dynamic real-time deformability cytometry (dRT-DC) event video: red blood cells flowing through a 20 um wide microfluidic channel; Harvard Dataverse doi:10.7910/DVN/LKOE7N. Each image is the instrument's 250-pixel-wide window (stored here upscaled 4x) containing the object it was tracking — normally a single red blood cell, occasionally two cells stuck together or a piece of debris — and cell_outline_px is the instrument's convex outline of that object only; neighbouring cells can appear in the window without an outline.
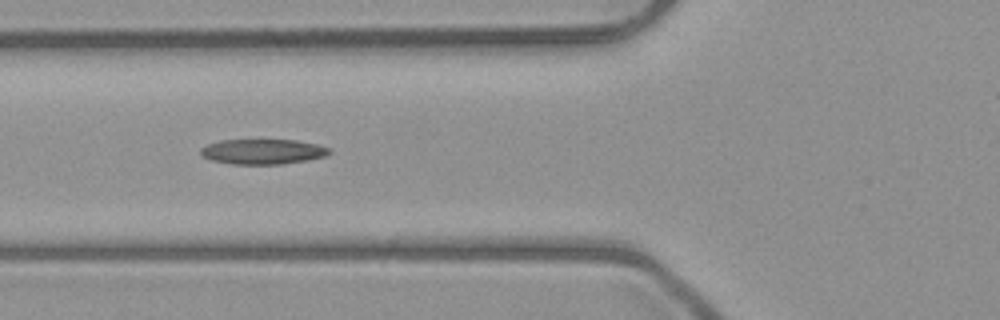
{"species": "common noctule bat (a hibernating species)", "species_latin": "Nyctalus noctula", "temperature_condition": "room temperature", "stored_images_in_passage": 6, "camera_frame_rate_fps": 3000, "um_per_image_px": 0.085, "animal": {"sex": "male", "body_mass_g": 23.1, "forearm_length_mm": 52.7}, "frame": {"image": 1, "passage_image": 4, "time_ms": 4.333, "image_size_px": [1000, 320], "cell_outline_px": [[332, 152], [324, 156], [308, 160], [280, 164], [232, 164], [212, 160], [204, 156], [200, 152], [200, 148], [208, 144], [220, 140], [296, 140], [316, 144], [332, 148]], "centroid_in_image_um": [22.36, 12.88], "position_along_channel_um": 103.4, "area_um2": 18.79}}
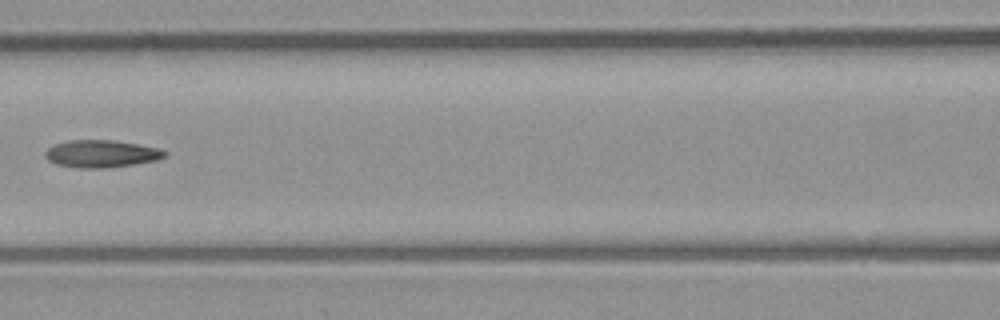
{"frame": {"image": 2, "passage_image": 5, "time_ms": 5.667, "image_size_px": [1000, 320], "cell_outline_px": [[168, 152], [164, 156], [156, 160], [132, 164], [104, 168], [80, 168], [56, 164], [48, 160], [44, 156], [44, 152], [48, 148], [56, 144], [68, 140], [116, 140], [140, 144], [160, 148]], "centroid_in_image_um": [8.61, 13.06], "position_along_channel_um": 158.0, "area_um2": 19.07}}
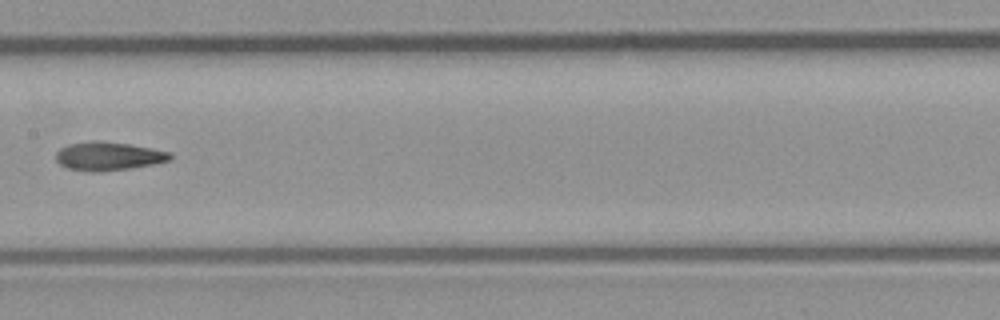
{"frame": {"image": 3, "passage_image": 6, "time_ms": 6.667, "image_size_px": [1000, 320], "cell_outline_px": [[172, 156], [168, 160], [152, 164], [132, 168], [100, 172], [88, 172], [64, 168], [56, 160], [56, 152], [60, 148], [68, 144], [128, 144], [152, 148], [168, 152]], "centroid_in_image_um": [9.18, 13.34], "position_along_channel_um": 198.2, "area_um2": 18.15}}